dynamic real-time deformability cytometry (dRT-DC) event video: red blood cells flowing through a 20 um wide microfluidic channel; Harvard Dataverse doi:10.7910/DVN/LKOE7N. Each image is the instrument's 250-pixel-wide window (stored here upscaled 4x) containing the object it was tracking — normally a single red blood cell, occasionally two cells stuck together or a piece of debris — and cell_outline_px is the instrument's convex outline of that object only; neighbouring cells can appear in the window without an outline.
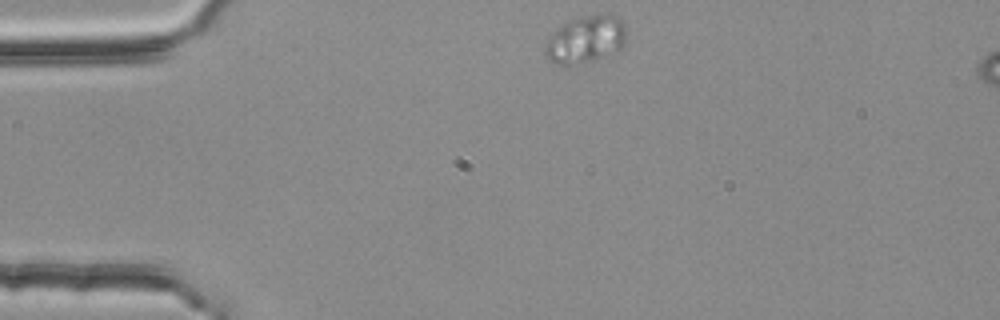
{"species": "common noctule bat (a hibernating species)", "species_latin": "Nyctalus noctula", "temperature_condition": "room temperature", "stored_images_in_passage": 3, "segment_of_instrument_passage": [1, 2], "camera_frame_rate_fps": 3000, "um_per_image_px": 0.085, "animal": {"sex": "female", "body_mass_g": 25.1}, "frame": {"image": 1, "passage_image": 1, "time_ms": 0.0, "image_size_px": [1000, 320], "cell_outline_px": [[624, 44], [620, 48], [604, 56], [568, 68], [556, 64], [548, 60], [544, 52], [544, 44], [548, 36], [556, 28], [572, 20], [608, 12], [620, 16], [624, 24]], "centroid_in_image_um": [49.72, 3.37], "position_along_channel_um": 35.3, "area_um2": 22.66}}